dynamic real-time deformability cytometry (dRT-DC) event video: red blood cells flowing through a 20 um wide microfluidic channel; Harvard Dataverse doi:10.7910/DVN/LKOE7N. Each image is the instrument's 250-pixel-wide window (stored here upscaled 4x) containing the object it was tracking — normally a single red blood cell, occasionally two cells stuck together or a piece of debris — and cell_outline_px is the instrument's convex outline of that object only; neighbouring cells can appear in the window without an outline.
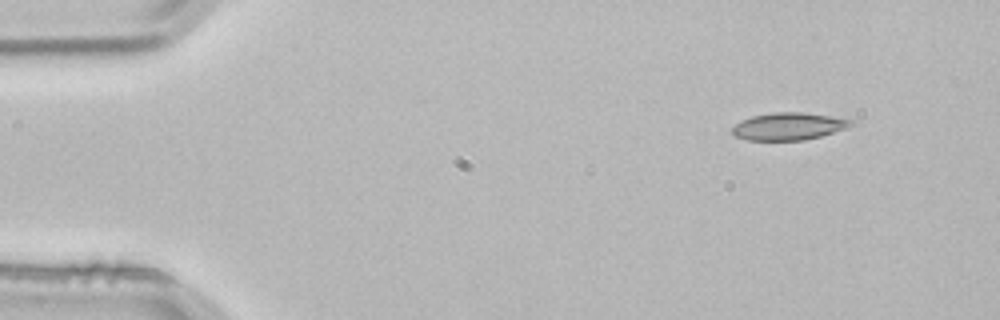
{"species": "common noctule bat (a hibernating species)", "species_latin": "Nyctalus noctula", "temperature_condition": "room temperature", "stored_images_in_passage": 4, "segment_of_instrument_passage": [1, 2], "camera_frame_rate_fps": 3000, "um_per_image_px": 0.085, "animal": {"sex": "male", "body_mass_g": 21.5, "forearm_length_mm": 52.0}, "frame": {"image": 1, "passage_image": 1, "time_ms": 0.0, "image_size_px": [1000, 320], "cell_outline_px": [[856, 124], [820, 136], [804, 140], [748, 140], [736, 136], [732, 132], [732, 128], [740, 120], [752, 116], [772, 112], [804, 112], [856, 120]], "centroid_in_image_um": [67.04, 10.72], "position_along_channel_um": 18.0, "area_um2": 18.9}}
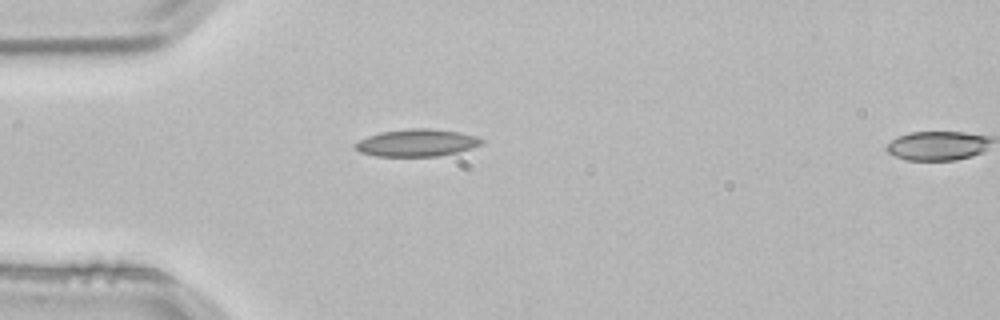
{"frame": {"image": 2, "passage_image": 3, "time_ms": 0.667, "image_size_px": [1000, 320], "cell_outline_px": [[484, 144], [472, 148], [456, 152], [436, 156], [376, 156], [360, 152], [356, 148], [356, 144], [360, 140], [368, 136], [380, 132], [412, 128], [428, 128], [456, 132], [472, 136], [484, 140]], "centroid_in_image_um": [35.42, 12.14], "position_along_channel_um": 49.6, "area_um2": 19.71}}